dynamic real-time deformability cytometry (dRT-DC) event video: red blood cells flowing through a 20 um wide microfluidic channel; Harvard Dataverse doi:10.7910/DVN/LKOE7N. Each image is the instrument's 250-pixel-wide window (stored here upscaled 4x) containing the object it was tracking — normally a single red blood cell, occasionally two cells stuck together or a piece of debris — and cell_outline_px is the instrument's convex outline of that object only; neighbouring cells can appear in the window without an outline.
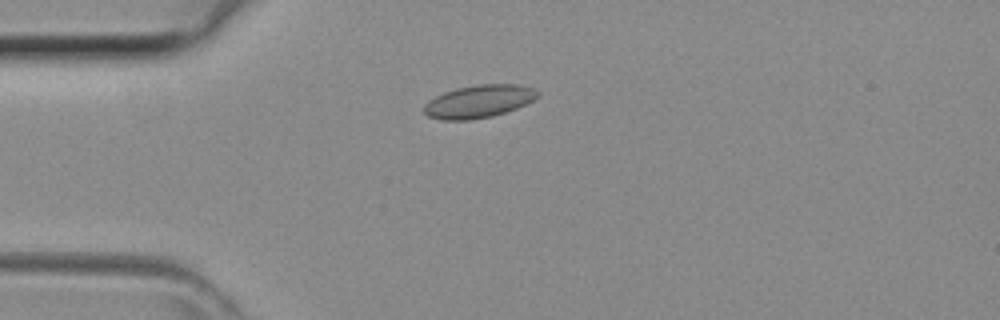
{"species": "common noctule bat (a hibernating species)", "species_latin": "Nyctalus noctula", "temperature_condition": "room temperature", "stored_images_in_passage": 42, "camera_frame_rate_fps": 3000, "um_per_image_px": 0.085, "animal": {"sex": "female", "body_mass_g": 29.2, "forearm_length_mm": 56.3}, "frame": {"image": 1, "passage_image": 10, "time_ms": 3.0, "image_size_px": [1000, 320], "cell_outline_px": [[540, 96], [516, 108], [492, 116], [468, 120], [440, 120], [428, 116], [424, 112], [424, 104], [428, 100], [444, 92], [456, 88], [476, 84], [520, 84], [532, 88], [540, 92]], "centroid_in_image_um": [40.68, 8.61], "position_along_channel_um": 44.3, "area_um2": 21.73}}
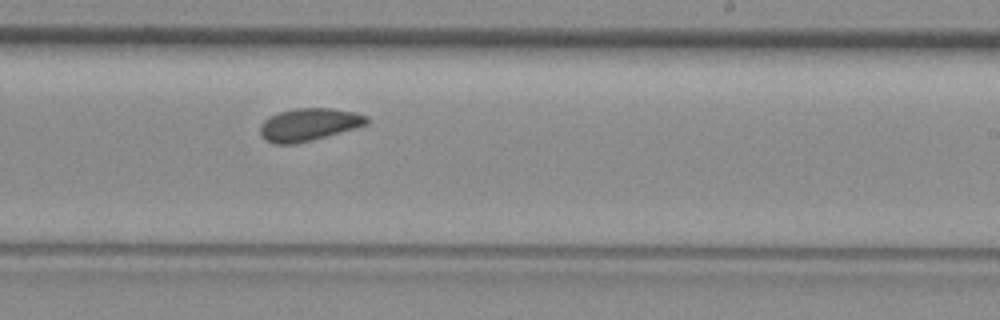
{"frame": {"image": 2, "passage_image": 25, "time_ms": 8.0, "image_size_px": [1000, 320], "cell_outline_px": [[368, 124], [312, 140], [296, 144], [272, 144], [264, 140], [260, 132], [260, 124], [268, 116], [280, 112], [296, 108], [328, 108], [356, 112], [368, 116]], "centroid_in_image_um": [26.22, 10.59], "position_along_channel_um": 262.8, "area_um2": 20.29}}
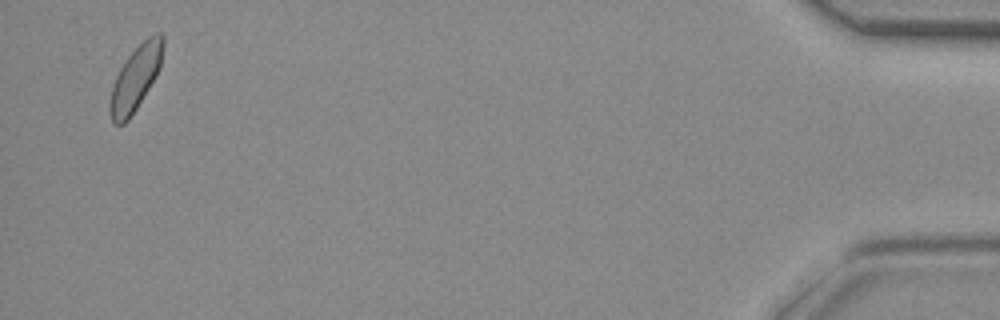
{"frame": {"image": 3, "passage_image": 41, "time_ms": 13.333, "image_size_px": [1000, 320], "cell_outline_px": [[164, 44], [160, 68], [156, 76], [136, 108], [128, 120], [124, 124], [112, 124], [108, 108], [112, 88], [116, 76], [124, 60], [148, 36], [160, 32], [164, 36]], "centroid_in_image_um": [11.52, 6.64], "position_along_channel_um": 423.7, "area_um2": 19.83}}